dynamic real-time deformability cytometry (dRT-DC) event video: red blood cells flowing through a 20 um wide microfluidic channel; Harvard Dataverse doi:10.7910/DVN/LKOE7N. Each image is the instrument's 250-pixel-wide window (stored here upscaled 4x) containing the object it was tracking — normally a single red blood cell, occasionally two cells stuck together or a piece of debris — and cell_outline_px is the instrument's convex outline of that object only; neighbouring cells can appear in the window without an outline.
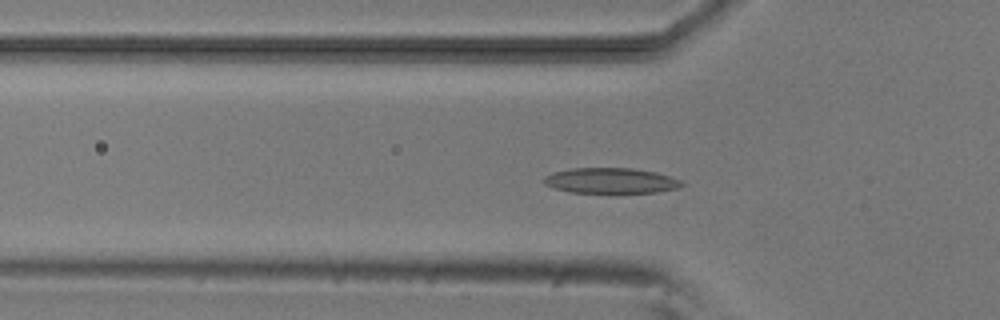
{"species": "common noctule bat (a hibernating species)", "species_latin": "Nyctalus noctula", "temperature_condition": "room temperature", "stored_images_in_passage": 40, "camera_frame_rate_fps": 3000, "um_per_image_px": 0.085, "animal": {"sex": "male", "body_mass_g": 20.5, "forearm_length_mm": 52.5}, "frame": {"image": 1, "passage_image": 3, "time_ms": 0.667, "image_size_px": [1000, 320], "cell_outline_px": [[684, 184], [680, 188], [656, 192], [616, 196], [568, 192], [544, 184], [544, 176], [552, 172], [572, 168], [632, 168], [656, 172], [680, 180]], "centroid_in_image_um": [51.92, 15.41], "position_along_channel_um": 73.9, "area_um2": 21.56}}
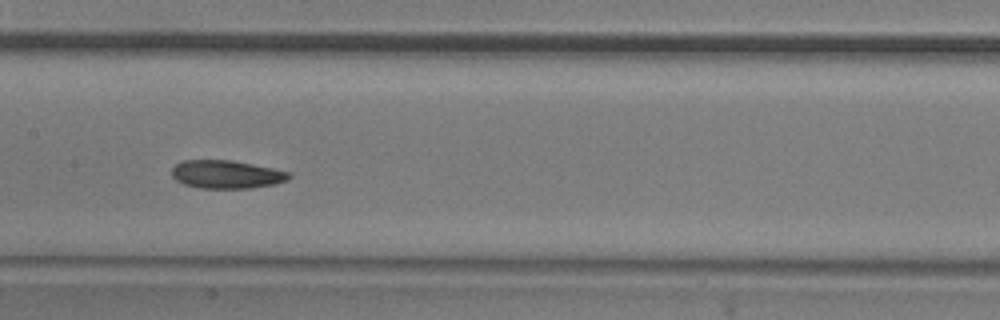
{"frame": {"image": 2, "passage_image": 12, "time_ms": 3.667, "image_size_px": [1000, 320], "cell_outline_px": [[292, 176], [288, 180], [276, 184], [252, 188], [200, 188], [184, 184], [176, 180], [172, 176], [172, 168], [180, 160], [232, 160], [292, 172]], "centroid_in_image_um": [19.28, 14.82], "position_along_channel_um": 188.1, "area_um2": 19.42}}
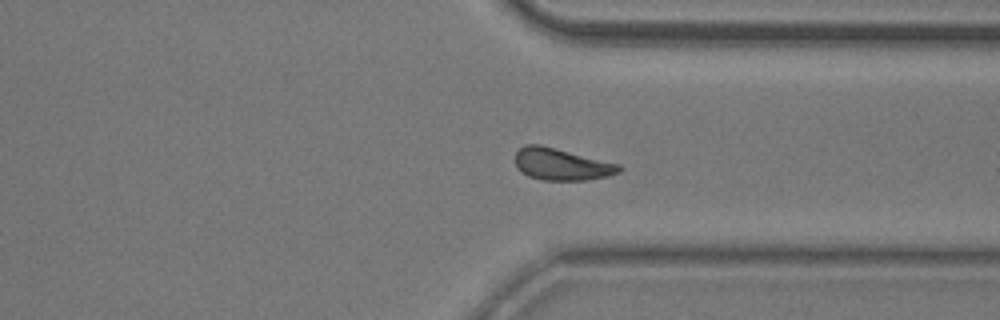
{"frame": {"image": 3, "passage_image": 26, "time_ms": 8.333, "image_size_px": [1000, 320], "cell_outline_px": [[624, 168], [620, 172], [608, 176], [588, 180], [540, 180], [528, 176], [520, 172], [516, 164], [516, 152], [524, 144], [540, 144], [620, 164]], "centroid_in_image_um": [47.74, 13.97], "position_along_channel_um": 363.7, "area_um2": 19.48}, "authors_computed_cell_mechanics": {"area_um2": 19.3341, "velocity_mm_per_s": 3.7707, "shape_relaxation_time_tau1_ms": 6.9186, "shape_relaxation_time_tau2_ms": 4.6993, "deformation_change_tau1": 0.153, "deformation_change_tau2": 0.1091}}